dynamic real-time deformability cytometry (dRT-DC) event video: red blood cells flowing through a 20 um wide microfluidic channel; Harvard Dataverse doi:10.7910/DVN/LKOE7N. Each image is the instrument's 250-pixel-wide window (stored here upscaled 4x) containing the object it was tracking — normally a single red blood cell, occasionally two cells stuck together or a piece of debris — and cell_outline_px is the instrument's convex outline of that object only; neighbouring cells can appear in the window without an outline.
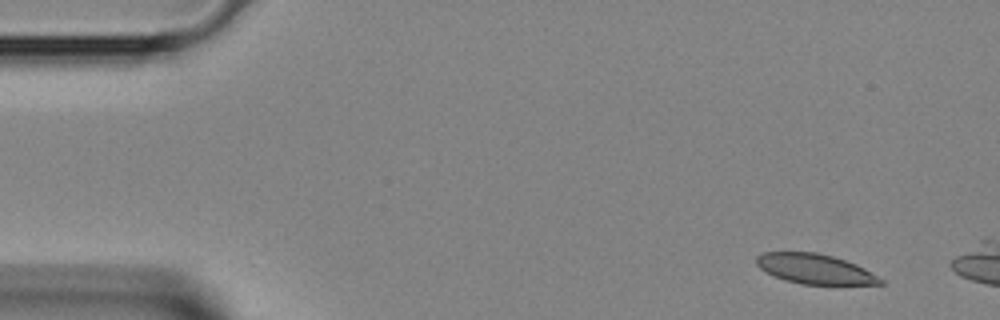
{"species": "Egyptian fruit bat (a non-hibernating species)", "species_latin": "Rousettus aegyptiacus", "temperature_condition": "room temperature", "stored_images_in_passage": 2, "camera_frame_rate_fps": 3000, "um_per_image_px": 0.085, "animal": {"sex": "female"}, "frame": {"image": 1, "passage_image": 1, "time_ms": 0.0, "image_size_px": [1000, 320], "cell_outline_px": [[884, 284], [804, 284], [784, 280], [760, 268], [756, 264], [756, 256], [764, 252], [816, 252], [832, 256], [856, 264], [864, 268], [884, 280]], "centroid_in_image_um": [69.26, 22.85], "position_along_channel_um": 15.7, "area_um2": 21.33}}